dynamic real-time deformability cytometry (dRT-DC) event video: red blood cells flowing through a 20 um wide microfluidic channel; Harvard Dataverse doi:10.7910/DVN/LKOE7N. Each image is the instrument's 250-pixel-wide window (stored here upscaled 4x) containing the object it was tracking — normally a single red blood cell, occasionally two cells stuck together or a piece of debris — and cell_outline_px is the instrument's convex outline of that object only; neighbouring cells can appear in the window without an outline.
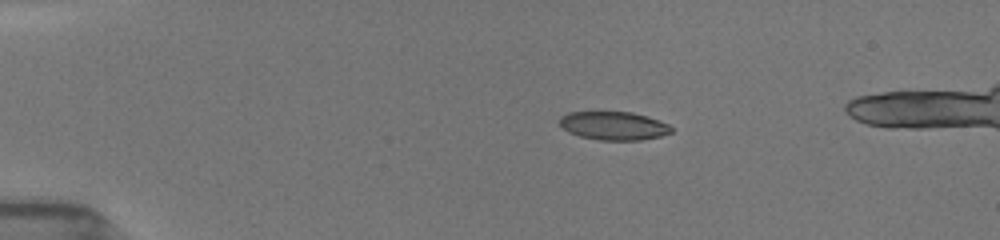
{"species": "common noctule bat (a hibernating species)", "species_latin": "Nyctalus noctula", "temperature_condition": "room temperature", "stored_images_in_passage": 54, "camera_frame_rate_fps": 3000, "um_per_image_px": 0.085, "animal": {"sex": "female", "body_mass_g": 19.5, "forearm_length_mm": 54.1}, "frame": {"image": 1, "passage_image": 9, "time_ms": 3.667, "image_size_px": [1000, 240], "cell_outline_px": [[672, 132], [660, 136], [640, 140], [600, 140], [580, 136], [568, 132], [560, 124], [560, 116], [568, 112], [632, 112], [668, 124], [672, 128]], "centroid_in_image_um": [52.14, 10.69], "position_along_channel_um": 32.9, "area_um2": 18.26}}
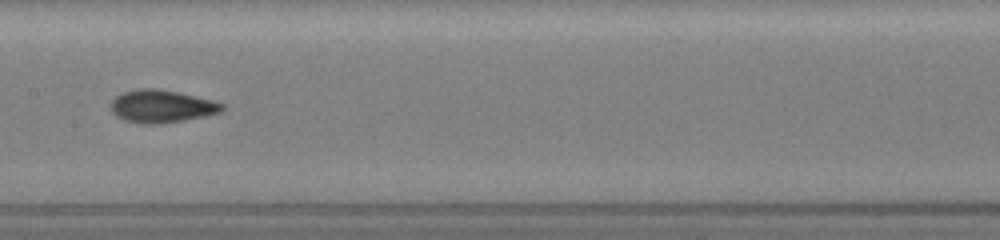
{"frame": {"image": 2, "passage_image": 24, "time_ms": 9.333, "image_size_px": [1000, 240], "cell_outline_px": [[224, 108], [220, 112], [204, 116], [184, 120], [160, 124], [144, 124], [124, 120], [116, 116], [112, 112], [112, 100], [116, 96], [124, 92], [140, 88], [156, 88], [180, 92], [212, 100], [224, 104]], "centroid_in_image_um": [13.74, 9.03], "position_along_channel_um": 193.7, "area_um2": 21.15}}
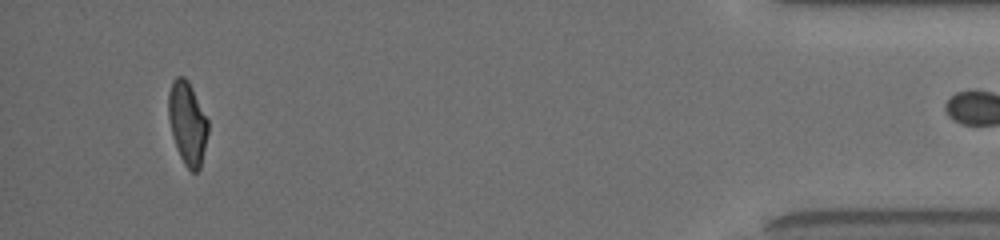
{"frame": {"image": 3, "passage_image": 53, "time_ms": 16.667, "image_size_px": [1000, 240], "cell_outline_px": [[208, 132], [200, 168], [196, 172], [192, 172], [184, 164], [180, 156], [172, 136], [168, 116], [168, 92], [172, 80], [176, 76], [184, 76], [188, 80], [208, 120]], "centroid_in_image_um": [15.91, 10.44], "position_along_channel_um": 419.3, "area_um2": 19.13}}